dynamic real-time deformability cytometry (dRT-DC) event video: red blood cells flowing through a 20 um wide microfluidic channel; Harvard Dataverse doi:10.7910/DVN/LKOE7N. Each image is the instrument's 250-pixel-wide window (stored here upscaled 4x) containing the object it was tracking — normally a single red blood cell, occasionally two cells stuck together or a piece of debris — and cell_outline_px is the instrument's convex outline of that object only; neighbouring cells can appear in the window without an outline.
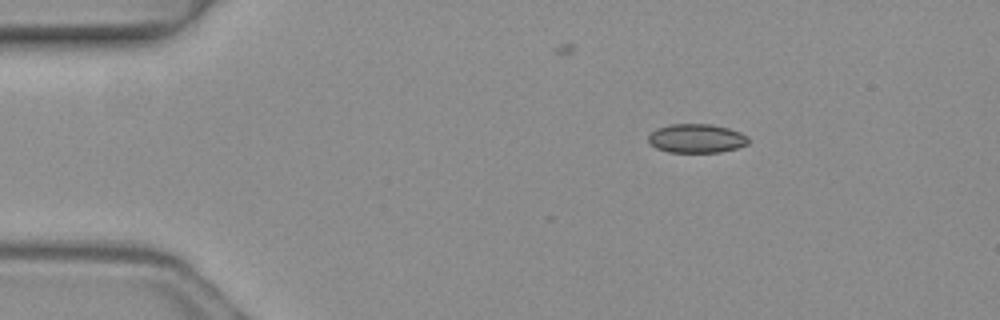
{"species": "common noctule bat (a hibernating species)", "species_latin": "Nyctalus noctula", "temperature_condition": "warm", "stored_images_in_passage": 3, "camera_frame_rate_fps": 3000, "um_per_image_px": 0.085, "animal": {"sex": "female", "body_mass_g": 19.3, "forearm_length_mm": 54.1}, "frame": {"image": 1, "passage_image": 2, "time_ms": 0.333, "image_size_px": [1000, 320], "cell_outline_px": [[748, 144], [736, 148], [720, 152], [668, 152], [656, 148], [648, 140], [648, 136], [656, 128], [668, 124], [712, 124], [728, 128], [740, 132], [748, 136]], "centroid_in_image_um": [59.2, 11.76], "position_along_channel_um": 25.8, "area_um2": 16.88}}